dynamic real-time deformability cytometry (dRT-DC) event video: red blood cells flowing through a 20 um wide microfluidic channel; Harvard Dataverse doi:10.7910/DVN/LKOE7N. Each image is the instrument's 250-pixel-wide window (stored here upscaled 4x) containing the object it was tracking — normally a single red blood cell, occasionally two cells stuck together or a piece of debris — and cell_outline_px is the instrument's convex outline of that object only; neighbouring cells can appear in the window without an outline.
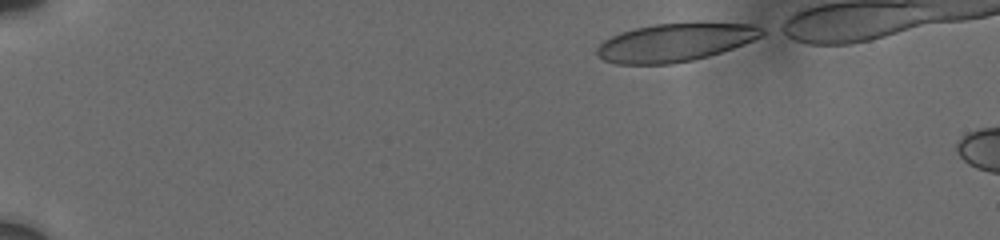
{"species": "human", "species_latin": "Homo sapiens", "temperature_condition": "cold", "stored_images_in_passage": 58, "camera_frame_rate_fps": 3000, "um_per_image_px": 0.085, "donor": {"sex": "male"}, "frame": {"image": 1, "passage_image": 1, "time_ms": 0.0, "image_size_px": [1000, 240], "cell_outline_px": [[768, 32], [744, 44], [708, 56], [692, 60], [672, 64], [616, 64], [604, 60], [596, 52], [596, 48], [604, 40], [620, 32], [636, 28], [656, 24], [752, 24], [764, 28]], "centroid_in_image_um": [57.37, 3.62], "position_along_channel_um": 27.6, "area_um2": 36.07}}
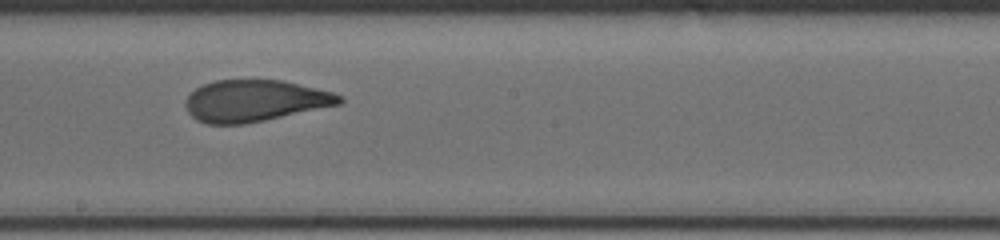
{"frame": {"image": 2, "passage_image": 33, "time_ms": 8.333, "image_size_px": [1000, 240], "cell_outline_px": [[344, 100], [340, 104], [264, 120], [244, 124], [208, 124], [196, 120], [188, 112], [184, 104], [188, 96], [196, 88], [204, 84], [216, 80], [284, 80], [332, 92], [344, 96]], "centroid_in_image_um": [21.65, 8.56], "position_along_channel_um": 226.5, "area_um2": 37.17}}
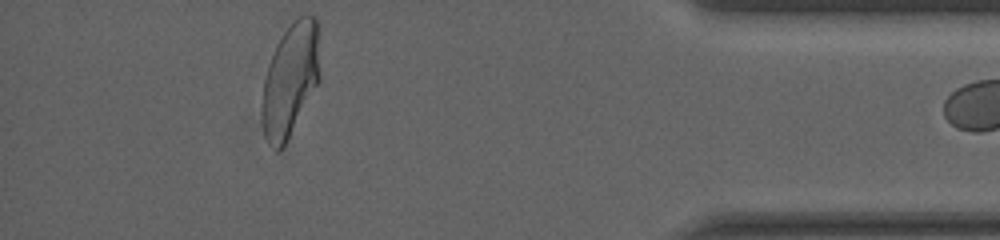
{"frame": {"image": 3, "passage_image": 57, "time_ms": 14.333, "image_size_px": [1000, 240], "cell_outline_px": [[320, 80], [284, 144], [276, 152], [264, 136], [264, 80], [268, 64], [276, 44], [284, 32], [304, 12], [316, 16], [320, 76]], "centroid_in_image_um": [24.71, 6.71], "position_along_channel_um": 410.5, "area_um2": 37.05}}